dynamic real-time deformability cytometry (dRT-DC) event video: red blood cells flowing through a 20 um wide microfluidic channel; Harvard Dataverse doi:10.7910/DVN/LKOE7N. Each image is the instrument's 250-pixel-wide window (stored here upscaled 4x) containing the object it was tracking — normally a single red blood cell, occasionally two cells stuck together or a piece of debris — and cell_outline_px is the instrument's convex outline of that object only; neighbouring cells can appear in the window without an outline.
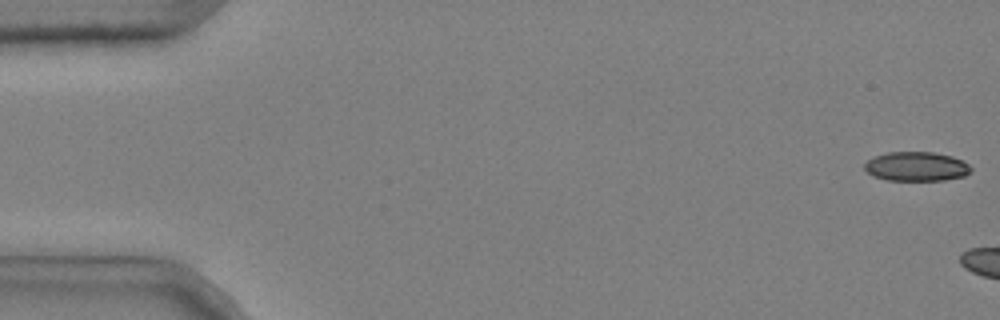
{"species": "common noctule bat (a hibernating species)", "species_latin": "Nyctalus noctula", "temperature_condition": "cold", "stored_images_in_passage": 2, "camera_frame_rate_fps": 3000, "um_per_image_px": 0.085, "animal": {"sex": "male", "body_mass_g": 20.4}, "frame": {"image": 1, "passage_image": 1, "time_ms": 0.0, "image_size_px": [1000, 320], "cell_outline_px": [[972, 172], [964, 176], [944, 180], [888, 180], [872, 176], [864, 168], [864, 164], [872, 156], [888, 152], [932, 152], [952, 156], [968, 164], [972, 168]], "centroid_in_image_um": [77.88, 14.15], "position_along_channel_um": 7.1, "area_um2": 18.21}}